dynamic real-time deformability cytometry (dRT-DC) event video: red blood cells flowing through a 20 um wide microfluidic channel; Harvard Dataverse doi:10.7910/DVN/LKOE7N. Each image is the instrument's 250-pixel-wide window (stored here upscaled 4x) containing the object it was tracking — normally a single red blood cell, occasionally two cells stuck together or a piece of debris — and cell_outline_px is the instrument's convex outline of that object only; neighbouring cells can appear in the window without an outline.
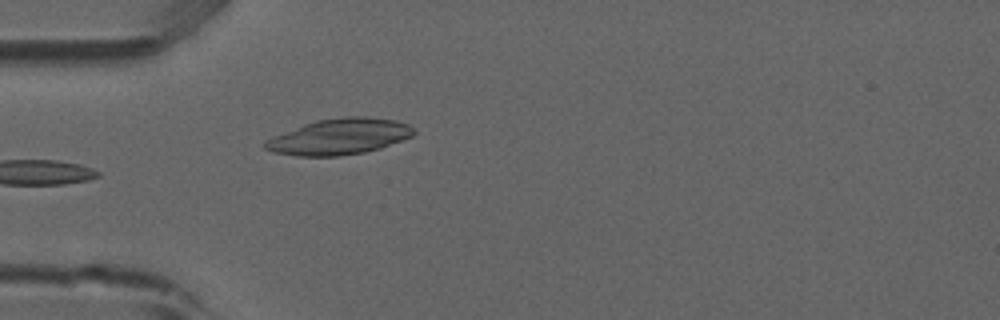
{"species": "common noctule bat (a hibernating species)", "species_latin": "Nyctalus noctula", "temperature_condition": "room temperature", "stored_images_in_passage": 6, "camera_frame_rate_fps": 3000, "um_per_image_px": 0.085, "animal": {"sex": "male", "forearm_length_mm": 52.5}, "frame": {"image": 1, "passage_image": 6, "time_ms": 1.667, "image_size_px": [1000, 320], "cell_outline_px": [[416, 132], [412, 136], [380, 148], [364, 152], [340, 156], [296, 156], [272, 152], [264, 148], [264, 140], [272, 136], [304, 124], [316, 120], [344, 116], [368, 116], [396, 120], [408, 124]], "centroid_in_image_um": [28.82, 11.61], "position_along_channel_um": 56.2, "area_um2": 31.27}}